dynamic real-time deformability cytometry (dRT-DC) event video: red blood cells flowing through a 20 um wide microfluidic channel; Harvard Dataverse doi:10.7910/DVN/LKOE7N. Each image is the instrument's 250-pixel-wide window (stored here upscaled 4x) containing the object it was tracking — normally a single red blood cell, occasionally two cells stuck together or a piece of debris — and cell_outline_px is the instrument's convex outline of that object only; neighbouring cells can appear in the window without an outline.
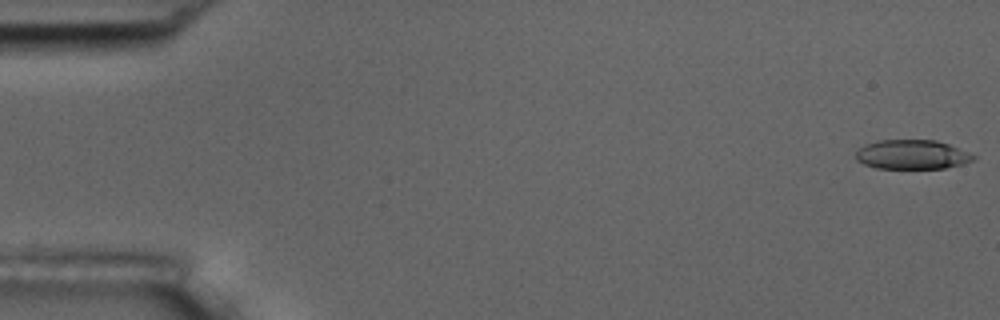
{"species": "common noctule bat (a hibernating species)", "species_latin": "Nyctalus noctula", "temperature_condition": "room temperature", "stored_images_in_passage": 11, "camera_frame_rate_fps": 3000, "um_per_image_px": 0.085, "animal": {"sex": "male", "body_mass_g": 17.5, "forearm_length_mm": 52.3}, "frame": {"image": 1, "passage_image": 1, "time_ms": 0.0, "image_size_px": [1000, 320], "cell_outline_px": [[976, 156], [972, 160], [960, 164], [944, 168], [876, 168], [864, 164], [856, 160], [856, 152], [864, 144], [876, 140], [936, 140], [948, 144], [968, 152]], "centroid_in_image_um": [77.47, 13.13], "position_along_channel_um": 7.5, "area_um2": 19.94}}
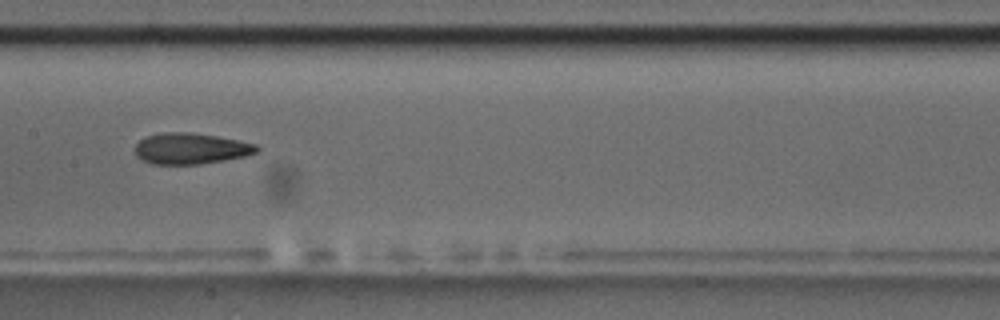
{"frame": {"image": 2, "passage_image": 8, "time_ms": 9.0, "image_size_px": [1000, 320], "cell_outline_px": [[260, 148], [256, 152], [244, 156], [224, 160], [200, 164], [152, 164], [136, 156], [132, 148], [144, 136], [164, 132], [188, 132], [216, 136], [256, 144]], "centroid_in_image_um": [16.15, 12.62], "position_along_channel_um": 191.2, "area_um2": 22.02}}